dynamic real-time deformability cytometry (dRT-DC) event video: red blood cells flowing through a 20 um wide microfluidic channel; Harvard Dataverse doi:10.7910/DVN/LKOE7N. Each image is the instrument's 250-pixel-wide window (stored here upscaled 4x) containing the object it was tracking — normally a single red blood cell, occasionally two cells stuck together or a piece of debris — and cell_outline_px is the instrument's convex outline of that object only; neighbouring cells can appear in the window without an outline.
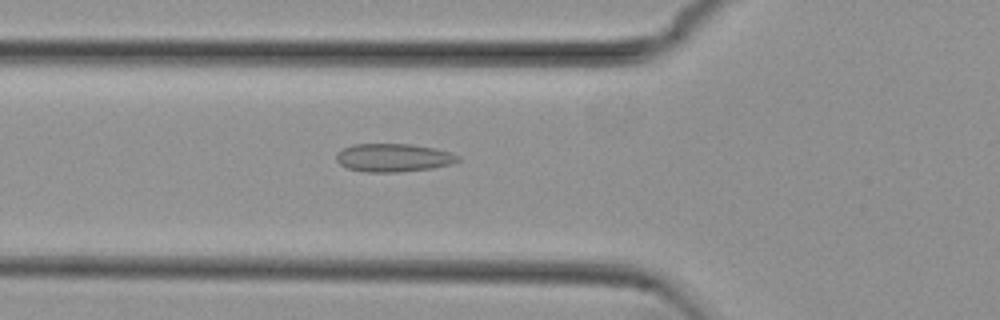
{"species": "common noctule bat (a hibernating species)", "species_latin": "Nyctalus noctula", "temperature_condition": "cold", "stored_images_in_passage": 54, "camera_frame_rate_fps": 3000, "um_per_image_px": 0.085, "animal": {"sex": "female", "body_mass_g": 29.2, "forearm_length_mm": 56.3}, "frame": {"image": 1, "passage_image": 19, "time_ms": 6.0, "image_size_px": [1000, 320], "cell_outline_px": [[460, 160], [452, 164], [432, 168], [400, 172], [364, 172], [348, 168], [340, 164], [336, 160], [336, 156], [344, 148], [352, 144], [412, 144], [436, 148], [452, 152], [460, 156]], "centroid_in_image_um": [33.49, 13.4], "position_along_channel_um": 92.3, "area_um2": 20.11}}
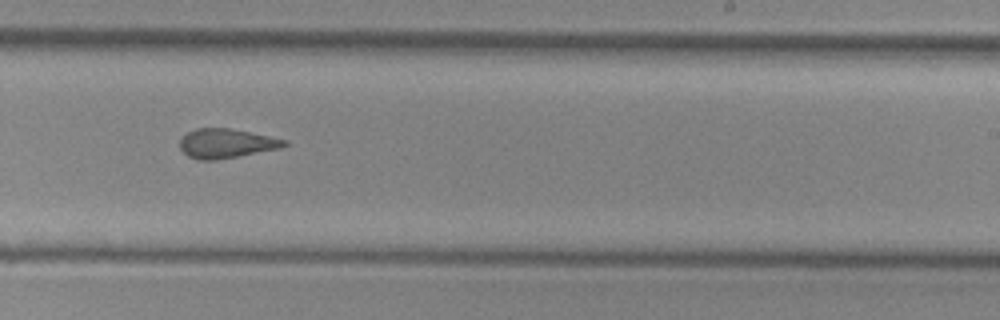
{"frame": {"image": 2, "passage_image": 33, "time_ms": 10.667, "image_size_px": [1000, 320], "cell_outline_px": [[288, 144], [280, 148], [216, 160], [200, 160], [188, 156], [180, 148], [180, 140], [188, 132], [196, 128], [228, 128], [288, 140]], "centroid_in_image_um": [19.22, 12.19], "position_along_channel_um": 269.8, "area_um2": 17.57}}
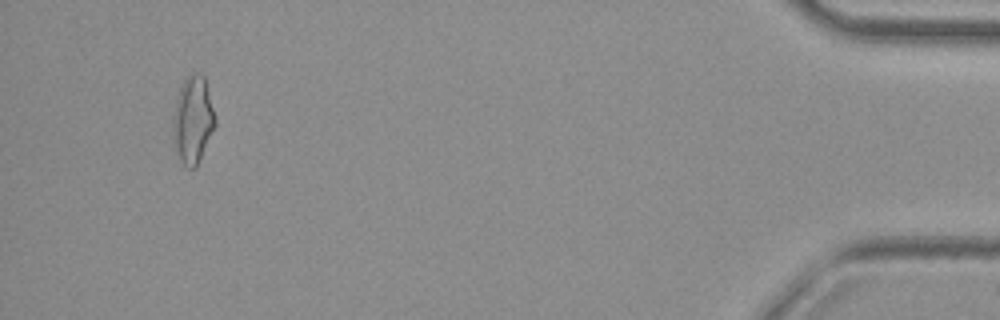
{"frame": {"image": 3, "passage_image": 51, "time_ms": 16.667, "image_size_px": [1000, 320], "cell_outline_px": [[216, 124], [196, 168], [188, 168], [180, 160], [176, 148], [176, 100], [180, 88], [184, 80], [192, 72], [204, 76], [216, 116]], "centroid_in_image_um": [16.47, 10.17], "position_along_channel_um": 418.7, "area_um2": 20.46}, "authors_computed_cell_mechanics": {"area_um2": 19.2763, "velocity_mm_per_s": 3.7959, "shape_relaxation_time_tau1_ms": null, "shape_relaxation_time_tau2_ms": 2.1259, "deformation_change_tau1": null, "deformation_change_tau2": 0.092}}